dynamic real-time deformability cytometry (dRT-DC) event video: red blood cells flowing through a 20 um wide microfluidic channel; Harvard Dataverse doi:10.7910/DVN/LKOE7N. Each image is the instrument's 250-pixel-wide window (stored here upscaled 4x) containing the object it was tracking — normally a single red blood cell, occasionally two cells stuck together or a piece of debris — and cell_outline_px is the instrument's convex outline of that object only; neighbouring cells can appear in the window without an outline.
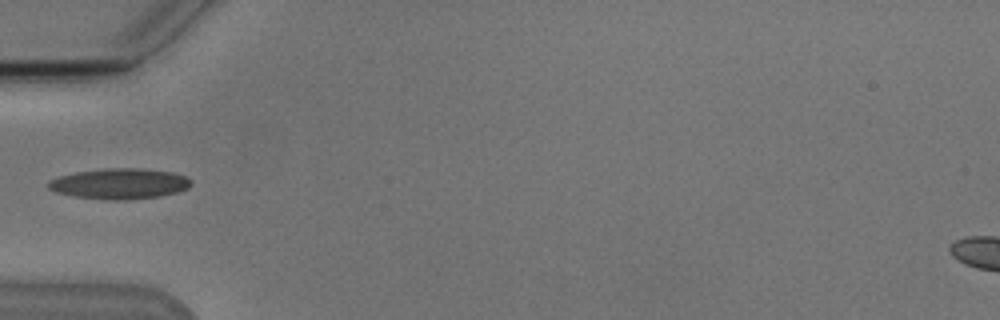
{"species": "Egyptian fruit bat (a non-hibernating species)", "species_latin": "Rousettus aegyptiacus", "temperature_condition": "cold", "stored_images_in_passage": 1, "camera_frame_rate_fps": 3000, "um_per_image_px": 0.085, "animal": {"sex": "male"}, "frame": {"image": 1, "passage_image": 1, "time_ms": 0.0, "image_size_px": [1000, 320], "cell_outline_px": [[192, 184], [188, 188], [176, 192], [160, 196], [120, 200], [108, 200], [72, 196], [56, 192], [48, 188], [44, 184], [48, 180], [60, 176], [76, 172], [104, 168], [144, 168], [172, 172], [184, 176], [192, 180]], "centroid_in_image_um": [10.13, 15.61], "position_along_channel_um": 74.9, "area_um2": 25.61}}